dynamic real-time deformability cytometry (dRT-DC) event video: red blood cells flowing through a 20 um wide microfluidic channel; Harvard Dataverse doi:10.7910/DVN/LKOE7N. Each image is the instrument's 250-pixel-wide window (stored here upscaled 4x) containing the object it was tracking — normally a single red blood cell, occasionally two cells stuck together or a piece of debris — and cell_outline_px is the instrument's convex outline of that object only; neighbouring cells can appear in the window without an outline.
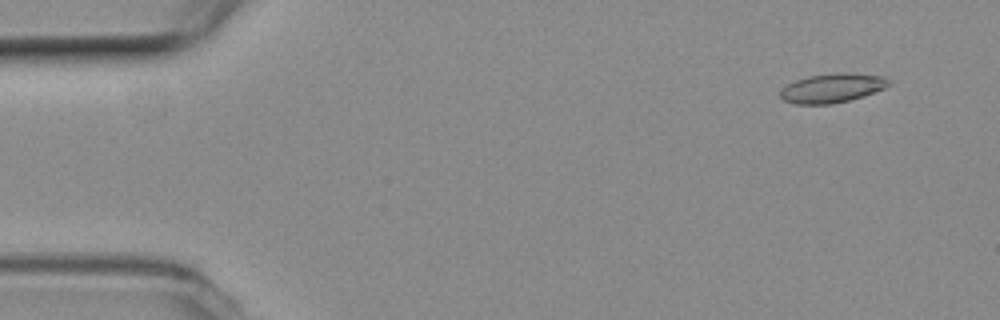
{"species": "common noctule bat (a hibernating species)", "species_latin": "Nyctalus noctula", "temperature_condition": "room temperature", "stored_images_in_passage": 44, "camera_frame_rate_fps": 3000, "um_per_image_px": 0.085, "animal": {"sex": "female", "body_mass_g": 19.3, "forearm_length_mm": 54.1}, "frame": {"image": 1, "passage_image": 4, "time_ms": 1.0, "image_size_px": [1000, 320], "cell_outline_px": [[892, 84], [884, 88], [864, 96], [832, 104], [796, 104], [784, 100], [780, 96], [780, 92], [788, 84], [796, 80], [808, 76], [840, 72], [884, 76]], "centroid_in_image_um": [70.75, 7.48], "position_along_channel_um": 14.2, "area_um2": 18.26}}
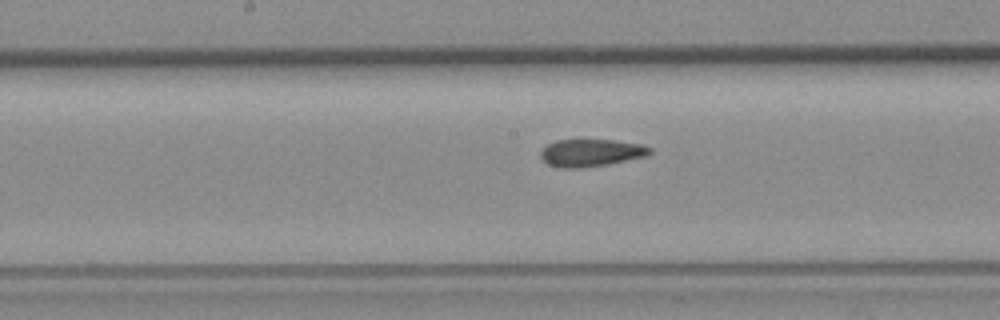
{"frame": {"image": 2, "passage_image": 27, "time_ms": 8.667, "image_size_px": [1000, 320], "cell_outline_px": [[652, 152], [648, 156], [608, 164], [584, 168], [560, 168], [548, 164], [540, 156], [540, 152], [548, 144], [556, 140], [612, 140], [640, 144], [652, 148]], "centroid_in_image_um": [50.25, 13.0], "position_along_channel_um": 197.9, "area_um2": 17.46}}
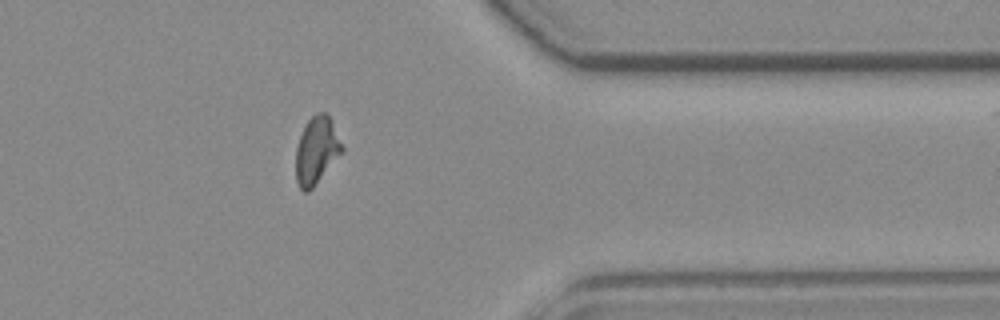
{"frame": {"image": 3, "passage_image": 43, "time_ms": 14.0, "image_size_px": [1000, 320], "cell_outline_px": [[344, 152], [312, 188], [308, 192], [304, 192], [300, 188], [296, 180], [296, 148], [300, 136], [308, 120], [316, 112], [324, 112], [332, 120], [344, 148]], "centroid_in_image_um": [26.93, 12.79], "position_along_channel_um": 384.5, "area_um2": 18.15}}